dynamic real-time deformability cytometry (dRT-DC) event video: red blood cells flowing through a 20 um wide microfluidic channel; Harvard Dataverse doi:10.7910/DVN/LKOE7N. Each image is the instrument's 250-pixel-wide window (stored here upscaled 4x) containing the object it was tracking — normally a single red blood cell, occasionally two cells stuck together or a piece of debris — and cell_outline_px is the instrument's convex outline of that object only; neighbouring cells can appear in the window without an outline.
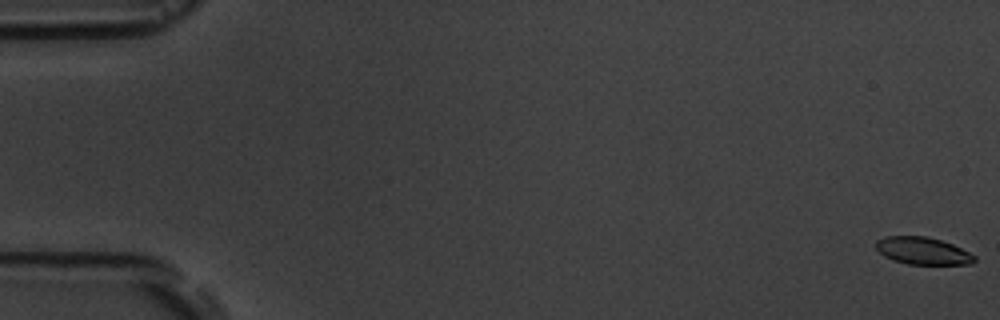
{"species": "common noctule bat (a hibernating species)", "species_latin": "Nyctalus noctula", "temperature_condition": "room temperature", "stored_images_in_passage": 5, "camera_frame_rate_fps": 3000, "um_per_image_px": 0.085, "animal": {"sex": "male", "body_mass_g": 19.5, "forearm_length_mm": 54.6}, "frame": {"image": 1, "passage_image": 1, "time_ms": 0.0, "image_size_px": [1000, 320], "cell_outline_px": [[976, 260], [972, 264], [908, 264], [892, 260], [884, 256], [876, 248], [876, 240], [884, 236], [928, 236], [952, 244], [976, 256]], "centroid_in_image_um": [78.42, 21.32], "position_along_channel_um": 6.6, "area_um2": 15.66}}
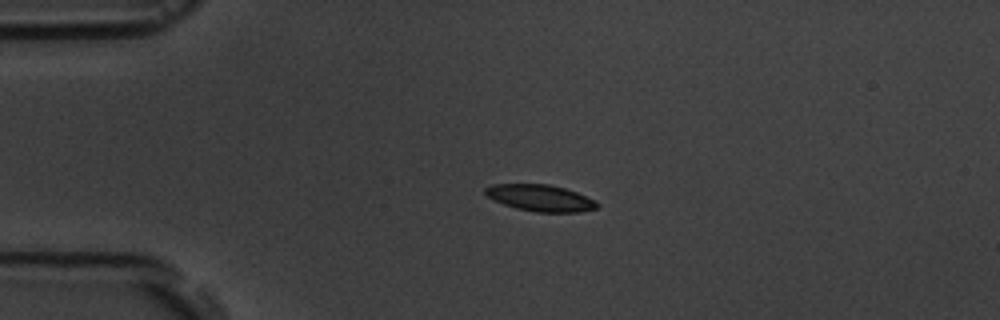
{"frame": {"image": 2, "passage_image": 4, "time_ms": 4.333, "image_size_px": [1000, 320], "cell_outline_px": [[600, 204], [596, 208], [580, 212], [536, 212], [516, 208], [492, 200], [484, 192], [484, 188], [492, 184], [548, 184], [564, 188], [576, 192], [596, 200]], "centroid_in_image_um": [45.93, 16.82], "position_along_channel_um": 39.1, "area_um2": 17.34}}